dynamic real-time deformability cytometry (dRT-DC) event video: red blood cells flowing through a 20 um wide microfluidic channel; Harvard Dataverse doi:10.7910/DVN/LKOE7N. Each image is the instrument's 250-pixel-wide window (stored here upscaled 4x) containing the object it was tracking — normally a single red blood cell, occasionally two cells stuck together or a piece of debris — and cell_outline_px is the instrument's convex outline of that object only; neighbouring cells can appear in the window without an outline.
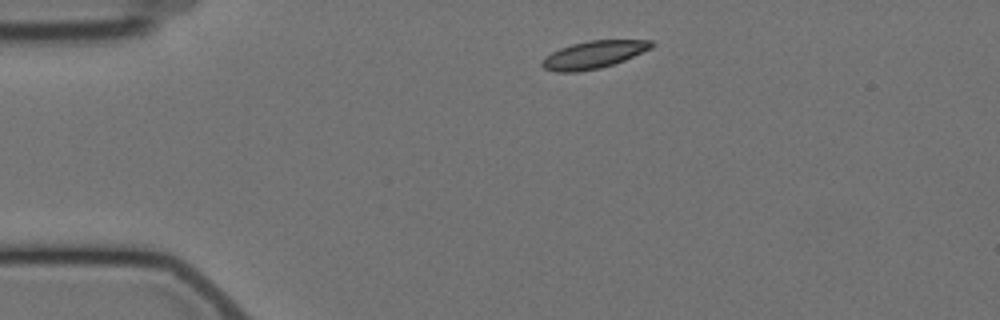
{"species": "Egyptian fruit bat (a non-hibernating species)", "species_latin": "Rousettus aegyptiacus", "temperature_condition": "cold", "stored_images_in_passage": 2, "camera_frame_rate_fps": 3000, "um_per_image_px": 0.085, "animal": {"sex": "female"}, "frame": {"image": 1, "passage_image": 1, "time_ms": 0.0, "image_size_px": [1000, 320], "cell_outline_px": [[656, 44], [652, 48], [624, 60], [600, 68], [576, 72], [556, 72], [544, 68], [540, 64], [552, 52], [560, 48], [572, 44], [588, 40], [652, 40]], "centroid_in_image_um": [50.49, 4.64], "position_along_channel_um": 34.5, "area_um2": 17.4}}